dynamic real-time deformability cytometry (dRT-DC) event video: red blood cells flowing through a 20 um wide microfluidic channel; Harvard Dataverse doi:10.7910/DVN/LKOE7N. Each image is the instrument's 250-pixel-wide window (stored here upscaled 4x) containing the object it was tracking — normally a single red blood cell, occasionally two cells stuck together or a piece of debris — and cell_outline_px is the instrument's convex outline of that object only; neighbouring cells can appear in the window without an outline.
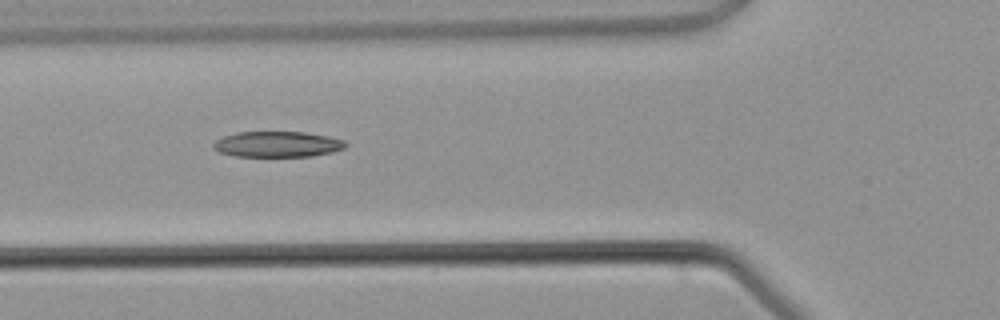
{"species": "common noctule bat (a hibernating species)", "species_latin": "Nyctalus noctula", "temperature_condition": "warm", "stored_images_in_passage": 4, "camera_frame_rate_fps": 3000, "um_per_image_px": 0.085, "animal": {"sex": "male", "body_mass_g": 21.5, "forearm_length_mm": 52.0}, "frame": {"image": 1, "passage_image": 4, "time_ms": 4.667, "image_size_px": [1000, 320], "cell_outline_px": [[348, 144], [344, 148], [332, 152], [312, 156], [236, 156], [220, 152], [212, 148], [212, 144], [216, 140], [224, 136], [236, 132], [304, 132], [328, 136], [344, 140]], "centroid_in_image_um": [23.58, 12.26], "position_along_channel_um": 102.2, "area_um2": 19.77}}